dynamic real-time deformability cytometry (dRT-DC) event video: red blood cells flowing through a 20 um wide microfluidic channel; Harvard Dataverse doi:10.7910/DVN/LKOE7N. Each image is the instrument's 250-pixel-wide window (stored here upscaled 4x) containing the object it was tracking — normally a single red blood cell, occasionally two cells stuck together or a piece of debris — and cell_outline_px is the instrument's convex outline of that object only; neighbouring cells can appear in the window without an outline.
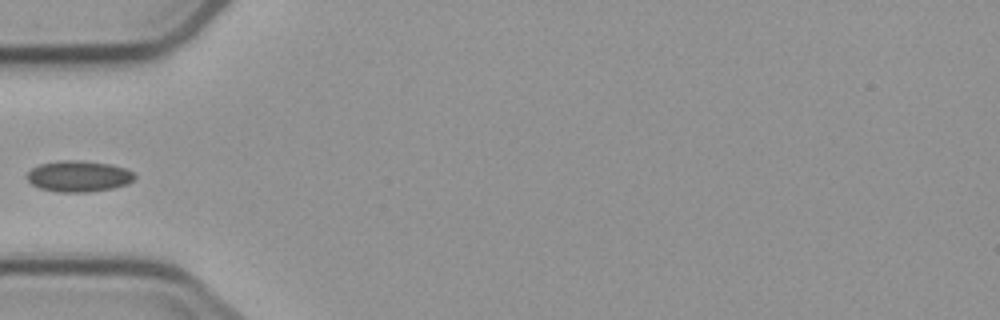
{"species": "common noctule bat (a hibernating species)", "species_latin": "Nyctalus noctula", "temperature_condition": "cold", "stored_images_in_passage": 3, "camera_frame_rate_fps": 3000, "um_per_image_px": 0.085, "animal": {"sex": "male", "body_mass_g": 23.1, "forearm_length_mm": 52.7}, "frame": {"image": 1, "passage_image": 2, "time_ms": 17.333, "image_size_px": [1000, 320], "cell_outline_px": [[136, 176], [128, 184], [112, 188], [88, 192], [56, 192], [40, 188], [32, 184], [24, 176], [32, 168], [40, 164], [60, 160], [76, 160], [112, 164], [124, 168], [132, 172]], "centroid_in_image_um": [6.66, 14.98], "position_along_channel_um": 78.3, "area_um2": 19.54}}
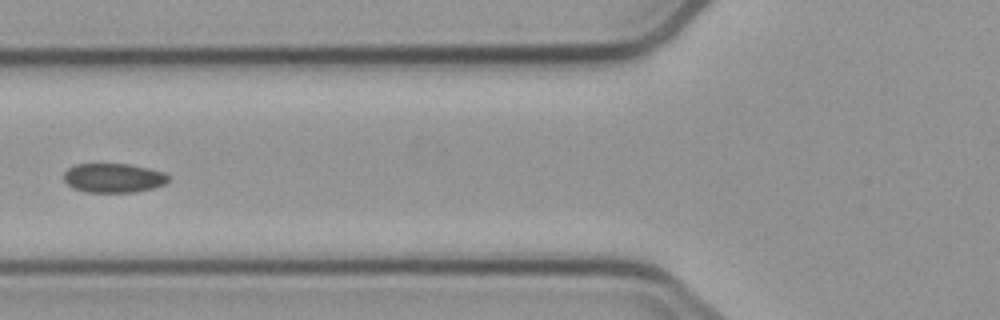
{"frame": {"image": 2, "passage_image": 3, "time_ms": 18.333, "image_size_px": [1000, 320], "cell_outline_px": [[168, 180], [164, 184], [152, 188], [136, 192], [88, 192], [72, 188], [64, 180], [64, 172], [68, 168], [76, 164], [128, 164], [148, 168], [164, 172], [168, 176]], "centroid_in_image_um": [9.63, 15.12], "position_along_channel_um": 116.2, "area_um2": 17.74}}